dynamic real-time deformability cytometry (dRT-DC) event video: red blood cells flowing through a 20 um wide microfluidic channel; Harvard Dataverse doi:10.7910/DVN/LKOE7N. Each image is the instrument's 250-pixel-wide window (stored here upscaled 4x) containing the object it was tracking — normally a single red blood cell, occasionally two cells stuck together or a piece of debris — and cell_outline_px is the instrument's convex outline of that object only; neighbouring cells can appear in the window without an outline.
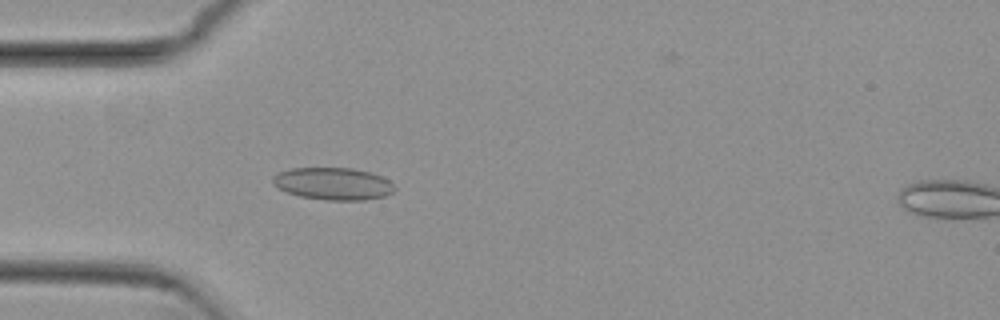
{"species": "common noctule bat (a hibernating species)", "species_latin": "Nyctalus noctula", "temperature_condition": "cold", "stored_images_in_passage": 39, "camera_frame_rate_fps": 3000, "um_per_image_px": 0.085, "animal": {"sex": "female", "body_mass_g": 29.2, "forearm_length_mm": 56.3}, "frame": {"image": 1, "passage_image": 1, "time_ms": 0.0, "image_size_px": [1000, 320], "cell_outline_px": [[396, 188], [392, 192], [384, 196], [364, 200], [324, 200], [300, 196], [288, 192], [272, 184], [272, 176], [280, 172], [292, 168], [352, 168], [372, 172], [388, 180]], "centroid_in_image_um": [28.31, 15.61], "position_along_channel_um": 56.7, "area_um2": 22.83}}
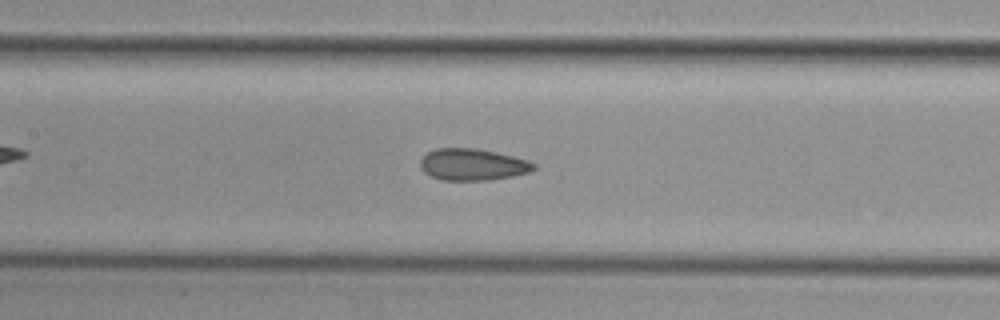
{"frame": {"image": 2, "passage_image": 10, "time_ms": 3.0, "image_size_px": [1000, 320], "cell_outline_px": [[536, 168], [532, 172], [512, 176], [488, 180], [440, 180], [424, 172], [420, 168], [420, 160], [428, 152], [436, 148], [476, 148], [496, 152], [528, 160], [536, 164]], "centroid_in_image_um": [40.19, 13.99], "position_along_channel_um": 167.2, "area_um2": 21.04}}
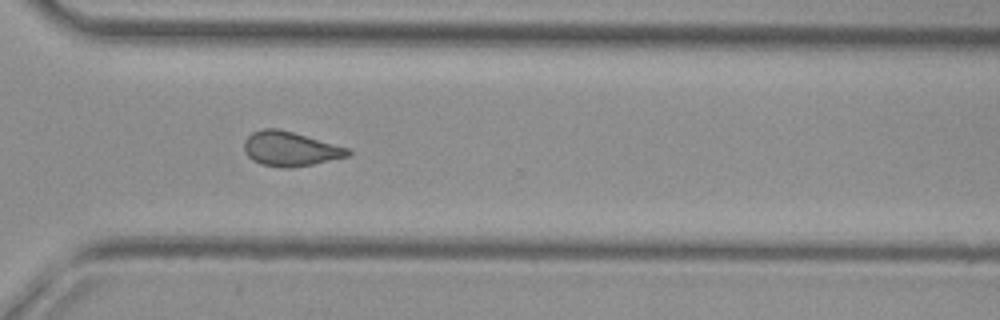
{"frame": {"image": 3, "passage_image": 24, "time_ms": 7.667, "image_size_px": [1000, 320], "cell_outline_px": [[352, 152], [348, 156], [312, 164], [292, 168], [280, 168], [260, 164], [252, 160], [244, 152], [244, 140], [252, 132], [264, 128], [276, 128], [292, 132], [352, 148]], "centroid_in_image_um": [24.67, 12.66], "position_along_channel_um": 345.9, "area_um2": 21.04}, "authors_computed_cell_mechanics": {"area_um2": 20.6346, "velocity_mm_per_s": 3.8338, "shape_relaxation_time_tau1_ms": null, "shape_relaxation_time_tau2_ms": 2.3681, "deformation_change_tau1": null, "deformation_change_tau2": 0.0815}}